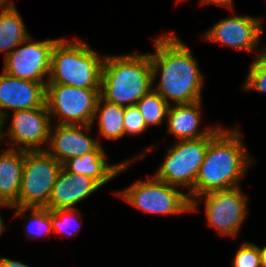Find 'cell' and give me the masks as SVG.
Returning a JSON list of instances; mask_svg holds the SVG:
<instances>
[{
    "label": "cell",
    "instance_id": "1",
    "mask_svg": "<svg viewBox=\"0 0 266 267\" xmlns=\"http://www.w3.org/2000/svg\"><path fill=\"white\" fill-rule=\"evenodd\" d=\"M154 48L155 53H149L153 85L157 77L159 81L153 89L169 105L202 100L204 76L190 48L173 33L154 39Z\"/></svg>",
    "mask_w": 266,
    "mask_h": 267
},
{
    "label": "cell",
    "instance_id": "2",
    "mask_svg": "<svg viewBox=\"0 0 266 267\" xmlns=\"http://www.w3.org/2000/svg\"><path fill=\"white\" fill-rule=\"evenodd\" d=\"M238 125L223 128L209 143L193 188V200L220 190L239 187L255 161L249 156Z\"/></svg>",
    "mask_w": 266,
    "mask_h": 267
},
{
    "label": "cell",
    "instance_id": "3",
    "mask_svg": "<svg viewBox=\"0 0 266 267\" xmlns=\"http://www.w3.org/2000/svg\"><path fill=\"white\" fill-rule=\"evenodd\" d=\"M153 88L149 53L105 56L100 96L121 107L136 105Z\"/></svg>",
    "mask_w": 266,
    "mask_h": 267
},
{
    "label": "cell",
    "instance_id": "4",
    "mask_svg": "<svg viewBox=\"0 0 266 267\" xmlns=\"http://www.w3.org/2000/svg\"><path fill=\"white\" fill-rule=\"evenodd\" d=\"M59 38L51 52L47 83L85 89H101L104 56L96 53L86 42Z\"/></svg>",
    "mask_w": 266,
    "mask_h": 267
},
{
    "label": "cell",
    "instance_id": "5",
    "mask_svg": "<svg viewBox=\"0 0 266 267\" xmlns=\"http://www.w3.org/2000/svg\"><path fill=\"white\" fill-rule=\"evenodd\" d=\"M222 129L219 126L209 136L200 139L176 140L177 142L168 148L154 176L174 187L185 186L192 202L193 188L207 147Z\"/></svg>",
    "mask_w": 266,
    "mask_h": 267
},
{
    "label": "cell",
    "instance_id": "6",
    "mask_svg": "<svg viewBox=\"0 0 266 267\" xmlns=\"http://www.w3.org/2000/svg\"><path fill=\"white\" fill-rule=\"evenodd\" d=\"M131 206L146 214L177 215L191 212V202L187 193L179 191L154 175L146 181L133 182L124 191L115 192Z\"/></svg>",
    "mask_w": 266,
    "mask_h": 267
},
{
    "label": "cell",
    "instance_id": "7",
    "mask_svg": "<svg viewBox=\"0 0 266 267\" xmlns=\"http://www.w3.org/2000/svg\"><path fill=\"white\" fill-rule=\"evenodd\" d=\"M62 167L46 150L24 151L21 189L13 207L46 208Z\"/></svg>",
    "mask_w": 266,
    "mask_h": 267
},
{
    "label": "cell",
    "instance_id": "8",
    "mask_svg": "<svg viewBox=\"0 0 266 267\" xmlns=\"http://www.w3.org/2000/svg\"><path fill=\"white\" fill-rule=\"evenodd\" d=\"M101 89L47 83L45 103L58 124L91 125Z\"/></svg>",
    "mask_w": 266,
    "mask_h": 267
},
{
    "label": "cell",
    "instance_id": "9",
    "mask_svg": "<svg viewBox=\"0 0 266 267\" xmlns=\"http://www.w3.org/2000/svg\"><path fill=\"white\" fill-rule=\"evenodd\" d=\"M198 200H203L208 226L220 235L235 237L248 214L247 197L239 187L203 194L191 202V211H196Z\"/></svg>",
    "mask_w": 266,
    "mask_h": 267
},
{
    "label": "cell",
    "instance_id": "10",
    "mask_svg": "<svg viewBox=\"0 0 266 267\" xmlns=\"http://www.w3.org/2000/svg\"><path fill=\"white\" fill-rule=\"evenodd\" d=\"M11 120L7 133L4 131V134L3 129H0V143L4 142L8 135L7 138L11 139L10 143L6 141L4 143L11 145H9V149L23 151H43L47 149L44 146L45 144L48 145L53 122L47 107L14 111Z\"/></svg>",
    "mask_w": 266,
    "mask_h": 267
},
{
    "label": "cell",
    "instance_id": "11",
    "mask_svg": "<svg viewBox=\"0 0 266 267\" xmlns=\"http://www.w3.org/2000/svg\"><path fill=\"white\" fill-rule=\"evenodd\" d=\"M58 40L35 41L29 36L5 57L3 71L20 79L47 83L52 48Z\"/></svg>",
    "mask_w": 266,
    "mask_h": 267
},
{
    "label": "cell",
    "instance_id": "12",
    "mask_svg": "<svg viewBox=\"0 0 266 267\" xmlns=\"http://www.w3.org/2000/svg\"><path fill=\"white\" fill-rule=\"evenodd\" d=\"M263 19L252 16H230L215 23L205 32L203 39L235 50L257 49L261 39Z\"/></svg>",
    "mask_w": 266,
    "mask_h": 267
},
{
    "label": "cell",
    "instance_id": "13",
    "mask_svg": "<svg viewBox=\"0 0 266 267\" xmlns=\"http://www.w3.org/2000/svg\"><path fill=\"white\" fill-rule=\"evenodd\" d=\"M46 84L11 76L4 71L0 75V129L9 116L7 109L14 111L47 107ZM5 109V110H4Z\"/></svg>",
    "mask_w": 266,
    "mask_h": 267
},
{
    "label": "cell",
    "instance_id": "14",
    "mask_svg": "<svg viewBox=\"0 0 266 267\" xmlns=\"http://www.w3.org/2000/svg\"><path fill=\"white\" fill-rule=\"evenodd\" d=\"M52 126L46 151L62 165L72 158L93 152L100 145L98 140L86 134L92 125L56 123Z\"/></svg>",
    "mask_w": 266,
    "mask_h": 267
},
{
    "label": "cell",
    "instance_id": "15",
    "mask_svg": "<svg viewBox=\"0 0 266 267\" xmlns=\"http://www.w3.org/2000/svg\"><path fill=\"white\" fill-rule=\"evenodd\" d=\"M101 187L91 177L69 172L62 167L52 188L46 208L49 210L75 209L74 206Z\"/></svg>",
    "mask_w": 266,
    "mask_h": 267
},
{
    "label": "cell",
    "instance_id": "16",
    "mask_svg": "<svg viewBox=\"0 0 266 267\" xmlns=\"http://www.w3.org/2000/svg\"><path fill=\"white\" fill-rule=\"evenodd\" d=\"M202 102L200 100L190 104H171L166 117L167 132L173 134L177 140L209 136L218 126H208L200 130Z\"/></svg>",
    "mask_w": 266,
    "mask_h": 267
},
{
    "label": "cell",
    "instance_id": "17",
    "mask_svg": "<svg viewBox=\"0 0 266 267\" xmlns=\"http://www.w3.org/2000/svg\"><path fill=\"white\" fill-rule=\"evenodd\" d=\"M107 157L106 151L100 144L93 152L68 160L63 167L69 172L89 176L103 186L133 162L130 158L119 164H108Z\"/></svg>",
    "mask_w": 266,
    "mask_h": 267
},
{
    "label": "cell",
    "instance_id": "18",
    "mask_svg": "<svg viewBox=\"0 0 266 267\" xmlns=\"http://www.w3.org/2000/svg\"><path fill=\"white\" fill-rule=\"evenodd\" d=\"M24 166V151L5 149L0 154V203L18 202Z\"/></svg>",
    "mask_w": 266,
    "mask_h": 267
},
{
    "label": "cell",
    "instance_id": "19",
    "mask_svg": "<svg viewBox=\"0 0 266 267\" xmlns=\"http://www.w3.org/2000/svg\"><path fill=\"white\" fill-rule=\"evenodd\" d=\"M16 7L1 8L0 11V53L9 55L30 36Z\"/></svg>",
    "mask_w": 266,
    "mask_h": 267
},
{
    "label": "cell",
    "instance_id": "20",
    "mask_svg": "<svg viewBox=\"0 0 266 267\" xmlns=\"http://www.w3.org/2000/svg\"><path fill=\"white\" fill-rule=\"evenodd\" d=\"M124 114V107L107 102L100 96L91 125L98 118L99 135L103 139L118 140L125 136Z\"/></svg>",
    "mask_w": 266,
    "mask_h": 267
},
{
    "label": "cell",
    "instance_id": "21",
    "mask_svg": "<svg viewBox=\"0 0 266 267\" xmlns=\"http://www.w3.org/2000/svg\"><path fill=\"white\" fill-rule=\"evenodd\" d=\"M15 208V216L20 217L22 220L23 215L27 214V212H30L31 214L25 217V222L26 218L30 217L27 221L29 222L28 225L26 226L24 224V229H25V235L29 239H34L38 238L41 236H51L50 234L53 233L52 230V223H51V210L47 208H39V207H31V208H23V207H12Z\"/></svg>",
    "mask_w": 266,
    "mask_h": 267
},
{
    "label": "cell",
    "instance_id": "22",
    "mask_svg": "<svg viewBox=\"0 0 266 267\" xmlns=\"http://www.w3.org/2000/svg\"><path fill=\"white\" fill-rule=\"evenodd\" d=\"M142 118L149 129V126L161 125L167 117L169 104L153 88L137 102Z\"/></svg>",
    "mask_w": 266,
    "mask_h": 267
},
{
    "label": "cell",
    "instance_id": "23",
    "mask_svg": "<svg viewBox=\"0 0 266 267\" xmlns=\"http://www.w3.org/2000/svg\"><path fill=\"white\" fill-rule=\"evenodd\" d=\"M78 212L80 211L77 208L51 210L53 233H61L62 237L76 235V232L81 228L80 213Z\"/></svg>",
    "mask_w": 266,
    "mask_h": 267
},
{
    "label": "cell",
    "instance_id": "24",
    "mask_svg": "<svg viewBox=\"0 0 266 267\" xmlns=\"http://www.w3.org/2000/svg\"><path fill=\"white\" fill-rule=\"evenodd\" d=\"M244 91L266 92V60L257 55L252 61L243 84Z\"/></svg>",
    "mask_w": 266,
    "mask_h": 267
},
{
    "label": "cell",
    "instance_id": "25",
    "mask_svg": "<svg viewBox=\"0 0 266 267\" xmlns=\"http://www.w3.org/2000/svg\"><path fill=\"white\" fill-rule=\"evenodd\" d=\"M233 267H261L259 246L254 243H243L233 258Z\"/></svg>",
    "mask_w": 266,
    "mask_h": 267
},
{
    "label": "cell",
    "instance_id": "26",
    "mask_svg": "<svg viewBox=\"0 0 266 267\" xmlns=\"http://www.w3.org/2000/svg\"><path fill=\"white\" fill-rule=\"evenodd\" d=\"M125 135H139L147 131V126L142 118L139 108L136 105L125 107L124 114Z\"/></svg>",
    "mask_w": 266,
    "mask_h": 267
},
{
    "label": "cell",
    "instance_id": "27",
    "mask_svg": "<svg viewBox=\"0 0 266 267\" xmlns=\"http://www.w3.org/2000/svg\"><path fill=\"white\" fill-rule=\"evenodd\" d=\"M0 267H29V265L6 257H0Z\"/></svg>",
    "mask_w": 266,
    "mask_h": 267
},
{
    "label": "cell",
    "instance_id": "28",
    "mask_svg": "<svg viewBox=\"0 0 266 267\" xmlns=\"http://www.w3.org/2000/svg\"><path fill=\"white\" fill-rule=\"evenodd\" d=\"M202 4H215L233 10V0H201Z\"/></svg>",
    "mask_w": 266,
    "mask_h": 267
},
{
    "label": "cell",
    "instance_id": "29",
    "mask_svg": "<svg viewBox=\"0 0 266 267\" xmlns=\"http://www.w3.org/2000/svg\"><path fill=\"white\" fill-rule=\"evenodd\" d=\"M259 252H260L261 267H266V246L262 248L259 246Z\"/></svg>",
    "mask_w": 266,
    "mask_h": 267
},
{
    "label": "cell",
    "instance_id": "30",
    "mask_svg": "<svg viewBox=\"0 0 266 267\" xmlns=\"http://www.w3.org/2000/svg\"><path fill=\"white\" fill-rule=\"evenodd\" d=\"M1 207H10V208H12V206H10V205H8V204H5V203H0V208ZM2 215L0 214V236H1V234L5 231V229H6V227H5V224H4V222H3V219H2V217H1Z\"/></svg>",
    "mask_w": 266,
    "mask_h": 267
},
{
    "label": "cell",
    "instance_id": "31",
    "mask_svg": "<svg viewBox=\"0 0 266 267\" xmlns=\"http://www.w3.org/2000/svg\"><path fill=\"white\" fill-rule=\"evenodd\" d=\"M14 3L11 0H0V9L1 8H12L14 7Z\"/></svg>",
    "mask_w": 266,
    "mask_h": 267
},
{
    "label": "cell",
    "instance_id": "32",
    "mask_svg": "<svg viewBox=\"0 0 266 267\" xmlns=\"http://www.w3.org/2000/svg\"><path fill=\"white\" fill-rule=\"evenodd\" d=\"M263 47V50H260V52L258 53V55H260L263 59L266 60V48Z\"/></svg>",
    "mask_w": 266,
    "mask_h": 267
}]
</instances>
